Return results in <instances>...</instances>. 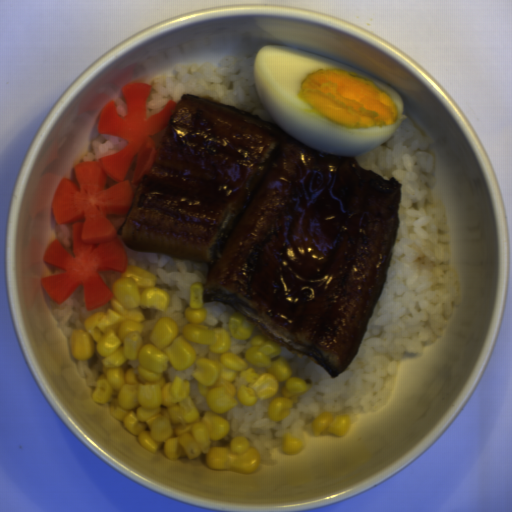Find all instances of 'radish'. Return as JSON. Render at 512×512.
<instances>
[{"label":"radish","mask_w":512,"mask_h":512,"mask_svg":"<svg viewBox=\"0 0 512 512\" xmlns=\"http://www.w3.org/2000/svg\"><path fill=\"white\" fill-rule=\"evenodd\" d=\"M150 85L127 83L120 95L126 116L118 114L109 101L96 123V132L125 140V145L105 159L76 165L77 180L62 179L51 202L55 224H71L70 255L52 239L44 254L45 262L63 269L62 273L40 278V284L55 302L62 303L79 287L84 288V305L96 309L114 298L100 272H125L130 267L119 228L106 216H127L133 197L153 166L159 149L151 136L164 130L179 103L170 101L159 113L145 117Z\"/></svg>","instance_id":"1f323893"}]
</instances>
